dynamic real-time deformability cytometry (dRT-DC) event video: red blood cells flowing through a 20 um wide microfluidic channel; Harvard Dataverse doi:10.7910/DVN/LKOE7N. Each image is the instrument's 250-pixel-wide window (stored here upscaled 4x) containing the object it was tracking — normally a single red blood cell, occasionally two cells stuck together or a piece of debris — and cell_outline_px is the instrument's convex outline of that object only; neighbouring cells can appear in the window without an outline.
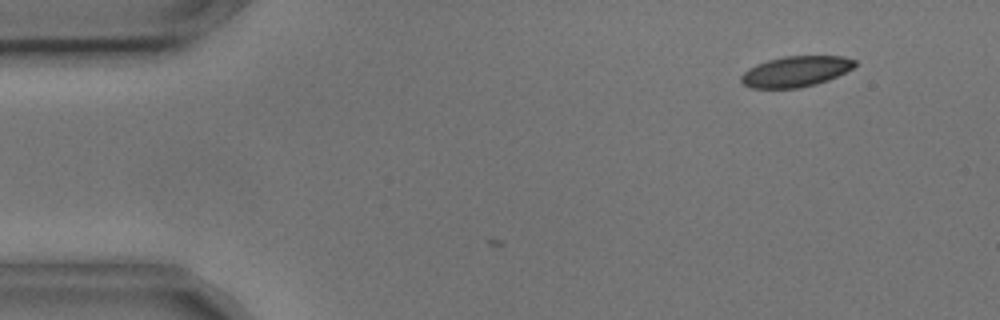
{"species": "common noctule bat (a hibernating species)", "species_latin": "Nyctalus noctula", "temperature_condition": "cold", "stored_images_in_passage": 2, "camera_frame_rate_fps": 3000, "um_per_image_px": 0.085, "animal": {"sex": "male", "body_mass_g": 17.9, "forearm_length_mm": 54.2}, "frame": {"image": 1, "passage_image": 2, "time_ms": 0.333, "image_size_px": [1000, 320], "cell_outline_px": [[856, 64], [852, 68], [828, 80], [816, 84], [800, 88], [752, 88], [744, 84], [740, 80], [740, 76], [748, 68], [756, 64], [768, 60], [784, 56], [844, 56], [856, 60]], "centroid_in_image_um": [67.62, 6.07], "position_along_channel_um": 17.4, "area_um2": 20.29}}